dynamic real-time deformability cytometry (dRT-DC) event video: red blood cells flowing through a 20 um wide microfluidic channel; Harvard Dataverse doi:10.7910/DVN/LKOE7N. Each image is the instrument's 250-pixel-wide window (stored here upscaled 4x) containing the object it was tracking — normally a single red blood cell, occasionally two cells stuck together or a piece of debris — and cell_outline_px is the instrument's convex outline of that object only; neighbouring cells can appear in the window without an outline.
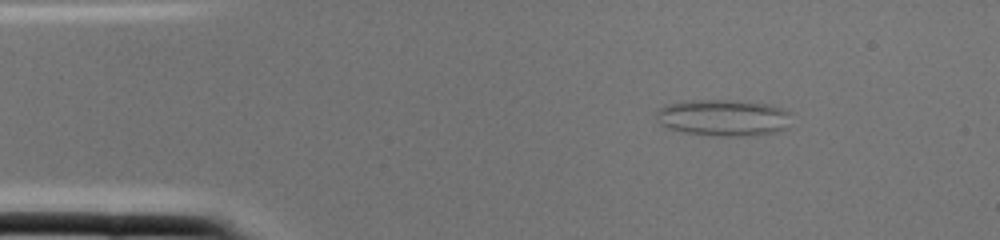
{"species": "common noctule bat (a hibernating species)", "species_latin": "Nyctalus noctula", "temperature_condition": "cold", "stored_images_in_passage": 1, "camera_frame_rate_fps": 3000, "um_per_image_px": 0.085, "animal": {"sex": "female", "body_mass_g": 22.0, "forearm_length_mm": 56.7}, "frame": {"image": 1, "passage_image": 1, "time_ms": 0.0, "image_size_px": [1000, 240], "cell_outline_px": [[792, 112], [788, 128], [780, 132], [744, 136], [716, 136], [684, 132], [668, 128], [660, 124], [656, 120], [656, 112], [664, 104], [692, 100], [728, 100], [768, 104]], "centroid_in_image_um": [61.5, 10.01], "position_along_channel_um": 23.5, "area_um2": 29.07}}